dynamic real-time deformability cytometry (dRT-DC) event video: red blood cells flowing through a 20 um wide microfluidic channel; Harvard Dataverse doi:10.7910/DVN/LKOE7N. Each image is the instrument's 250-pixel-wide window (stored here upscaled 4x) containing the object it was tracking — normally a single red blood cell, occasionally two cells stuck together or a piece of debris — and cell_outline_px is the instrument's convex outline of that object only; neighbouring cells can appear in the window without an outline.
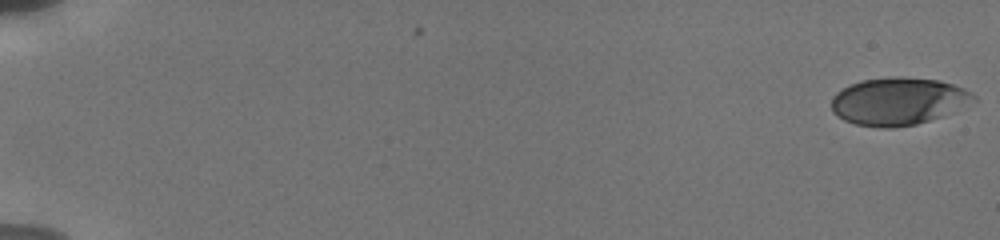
{"species": "human", "species_latin": "Homo sapiens", "temperature_condition": "cold", "stored_images_in_passage": 77, "camera_frame_rate_fps": 3000, "um_per_image_px": 0.085, "donor": {"sex": "male"}, "frame": {"image": 1, "passage_image": 1, "time_ms": 0.0, "image_size_px": [1000, 240], "cell_outline_px": [[976, 100], [940, 116], [916, 124], [892, 128], [880, 128], [856, 124], [844, 120], [836, 116], [832, 112], [832, 96], [836, 92], [860, 80], [892, 76], [900, 76], [940, 80], [964, 88], [972, 92], [976, 96]], "centroid_in_image_um": [76.32, 8.59], "position_along_channel_um": 8.7, "area_um2": 39.3}}
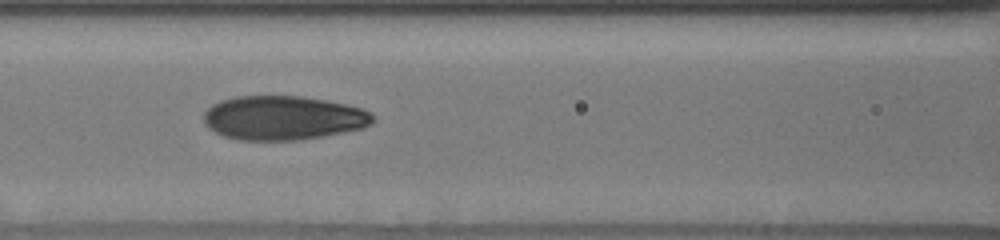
{"frame": {"image": 2, "passage_image": 39, "time_ms": 8.667, "image_size_px": [1000, 240], "cell_outline_px": [[376, 120], [372, 124], [364, 128], [344, 132], [296, 140], [240, 140], [224, 136], [208, 128], [204, 120], [204, 112], [212, 104], [220, 100], [232, 96], [300, 96], [324, 100], [364, 108], [372, 112], [376, 116]], "centroid_in_image_um": [24.1, 10.01], "position_along_channel_um": 142.5, "area_um2": 43.7}}
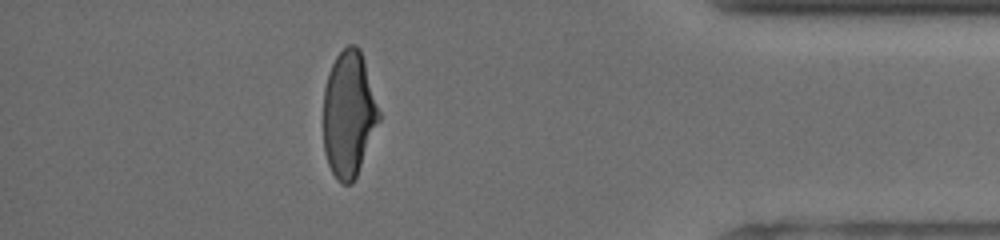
{"frame": {"image": 3, "passage_image": 63, "time_ms": 16.333, "image_size_px": [1000, 240], "cell_outline_px": [[380, 120], [356, 176], [352, 184], [344, 184], [336, 180], [328, 164], [324, 152], [324, 88], [328, 72], [336, 56], [348, 44], [356, 44], [360, 48], [364, 60], [380, 112]], "centroid_in_image_um": [29.64, 9.69], "position_along_channel_um": 405.6, "area_um2": 40.81}, "authors_computed_cell_mechanics": {"area_um2": 41.616, "velocity_mm_per_s": 3.8367, "shape_relaxation_time_tau1_ms": 5.386, "shape_relaxation_time_tau2_ms": 0.8829, "deformation_change_tau1": 0.2026, "deformation_change_tau2": 0.0609}}